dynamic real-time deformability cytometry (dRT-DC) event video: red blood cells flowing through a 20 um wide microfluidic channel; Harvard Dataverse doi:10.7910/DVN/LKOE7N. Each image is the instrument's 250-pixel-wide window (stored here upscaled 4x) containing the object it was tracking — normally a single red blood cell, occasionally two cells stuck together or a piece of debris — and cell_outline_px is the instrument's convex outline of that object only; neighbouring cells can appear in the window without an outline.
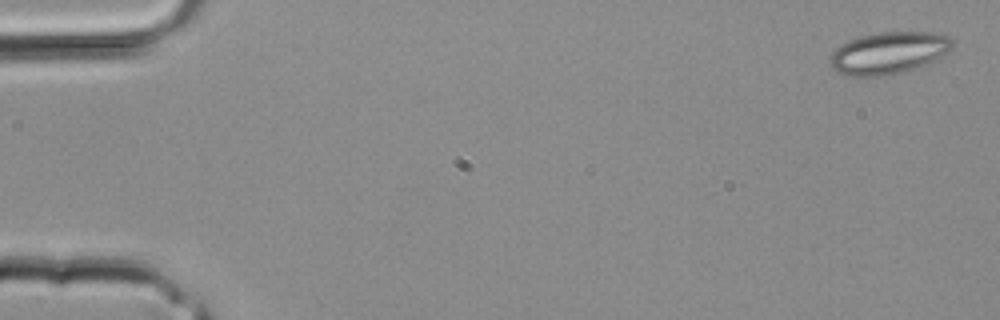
{"species": "common noctule bat (a hibernating species)", "species_latin": "Nyctalus noctula", "temperature_condition": "room temperature", "stored_images_in_passage": 3, "camera_frame_rate_fps": 3000, "um_per_image_px": 0.085, "animal": {"sex": "male", "body_mass_g": 20.4}, "frame": {"image": 1, "passage_image": 1, "time_ms": 0.0, "image_size_px": [1000, 320], "cell_outline_px": [[952, 48], [948, 52], [936, 60], [900, 72], [876, 76], [848, 76], [832, 68], [828, 60], [832, 52], [840, 44], [848, 40], [860, 36], [880, 32], [932, 32], [948, 36], [952, 40]], "centroid_in_image_um": [75.5, 4.48], "position_along_channel_um": 9.5, "area_um2": 29.77}}